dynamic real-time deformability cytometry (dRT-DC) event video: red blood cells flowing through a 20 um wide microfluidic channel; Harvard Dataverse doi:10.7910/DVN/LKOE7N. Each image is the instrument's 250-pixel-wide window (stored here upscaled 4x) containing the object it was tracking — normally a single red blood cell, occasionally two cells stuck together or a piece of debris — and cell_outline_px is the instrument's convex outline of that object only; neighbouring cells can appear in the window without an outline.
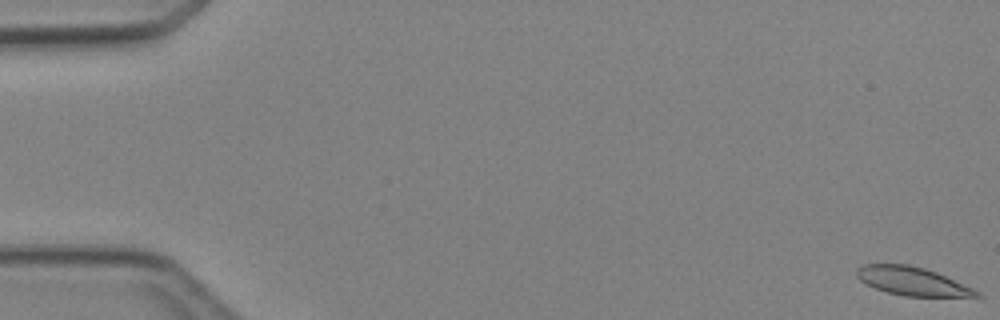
{"species": "Egyptian fruit bat (a non-hibernating species)", "species_latin": "Rousettus aegyptiacus", "temperature_condition": "cold", "stored_images_in_passage": 5, "camera_frame_rate_fps": 3000, "um_per_image_px": 0.085, "animal": {"sex": "female"}, "frame": {"image": 1, "passage_image": 1, "time_ms": 0.0, "image_size_px": [1000, 320], "cell_outline_px": [[984, 296], [904, 296], [888, 292], [876, 288], [860, 280], [856, 276], [856, 268], [864, 264], [908, 264], [924, 268], [936, 272], [972, 288], [980, 292]], "centroid_in_image_um": [77.51, 23.89], "position_along_channel_um": 7.5, "area_um2": 19.54}}
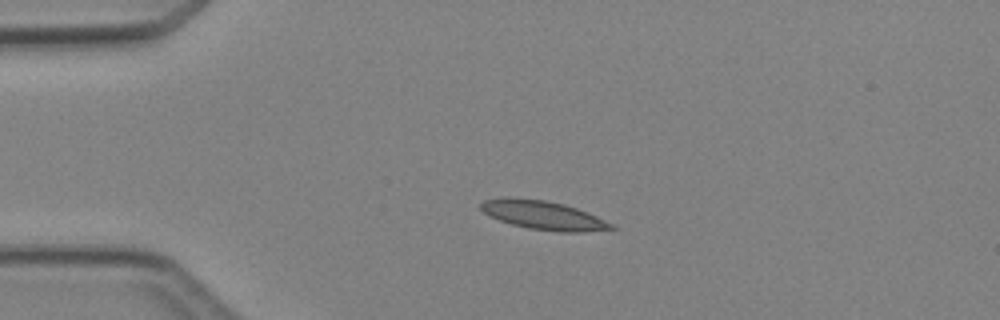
{"frame": {"image": 2, "passage_image": 4, "time_ms": 3.667, "image_size_px": [1000, 320], "cell_outline_px": [[616, 228], [584, 232], [560, 232], [528, 228], [512, 224], [500, 220], [484, 212], [480, 208], [480, 204], [484, 200], [504, 196], [544, 200], [564, 204], [588, 212], [612, 224]], "centroid_in_image_um": [46.16, 18.28], "position_along_channel_um": 38.8, "area_um2": 21.73}}